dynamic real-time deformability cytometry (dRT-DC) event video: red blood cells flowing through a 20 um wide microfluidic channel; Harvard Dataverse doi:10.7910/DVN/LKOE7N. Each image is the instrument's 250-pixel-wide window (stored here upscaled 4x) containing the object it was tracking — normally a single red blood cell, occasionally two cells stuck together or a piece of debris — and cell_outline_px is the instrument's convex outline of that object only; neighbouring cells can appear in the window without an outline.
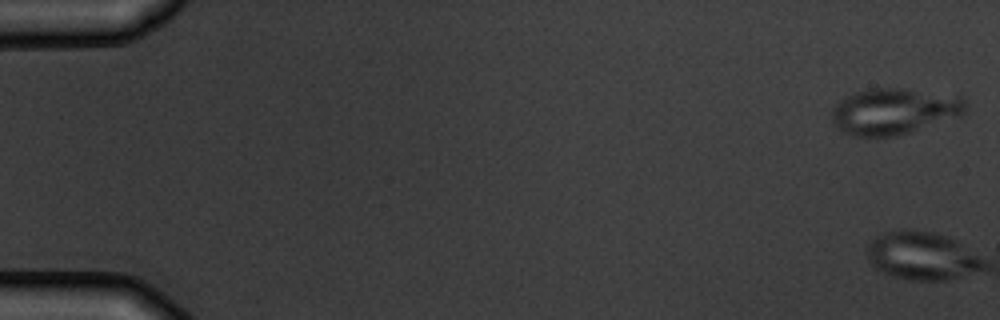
{"species": "common noctule bat (a hibernating species)", "species_latin": "Nyctalus noctula", "temperature_condition": "warm", "stored_images_in_passage": 7, "camera_frame_rate_fps": 3000, "um_per_image_px": 0.085, "animal": {"sex": "male", "body_mass_g": 19.5, "forearm_length_mm": 54.6}, "frame": {"image": 1, "passage_image": 1, "time_ms": 0.0, "image_size_px": [1000, 320], "cell_outline_px": [[968, 112], [960, 116], [912, 132], [896, 136], [852, 136], [836, 128], [832, 120], [832, 108], [844, 96], [856, 92], [872, 88], [904, 88], [964, 96], [968, 104]], "centroid_in_image_um": [76.05, 9.45], "position_along_channel_um": 8.9, "area_um2": 36.65}}